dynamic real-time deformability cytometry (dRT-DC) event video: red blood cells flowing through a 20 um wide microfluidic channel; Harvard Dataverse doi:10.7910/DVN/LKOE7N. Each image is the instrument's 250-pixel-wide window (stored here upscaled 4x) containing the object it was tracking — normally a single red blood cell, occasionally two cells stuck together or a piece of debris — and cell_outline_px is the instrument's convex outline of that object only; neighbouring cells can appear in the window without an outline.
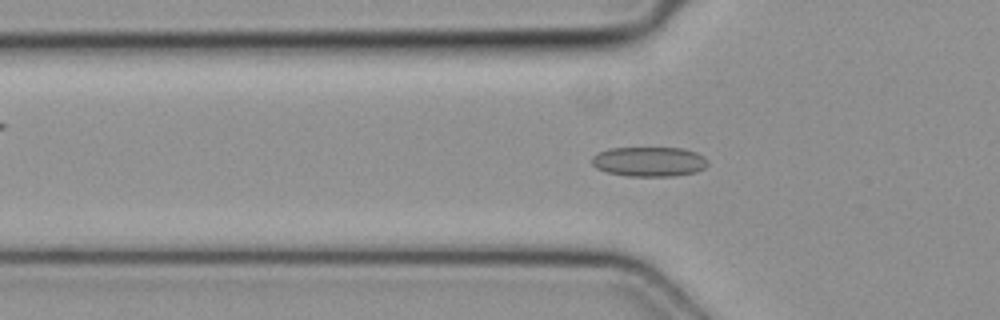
{"species": "common noctule bat (a hibernating species)", "species_latin": "Nyctalus noctula", "temperature_condition": "cold", "stored_images_in_passage": 4, "camera_frame_rate_fps": 3000, "um_per_image_px": 0.085, "animal": {"sex": "female", "body_mass_g": 19.3, "forearm_length_mm": 54.1}, "frame": {"image": 1, "passage_image": 2, "time_ms": 0.333, "image_size_px": [1000, 320], "cell_outline_px": [[708, 164], [704, 168], [696, 172], [676, 176], [628, 176], [608, 172], [596, 168], [592, 164], [592, 156], [596, 152], [608, 148], [684, 148], [696, 152], [704, 156], [708, 160]], "centroid_in_image_um": [55.18, 13.73], "position_along_channel_um": 70.6, "area_um2": 20.29}}